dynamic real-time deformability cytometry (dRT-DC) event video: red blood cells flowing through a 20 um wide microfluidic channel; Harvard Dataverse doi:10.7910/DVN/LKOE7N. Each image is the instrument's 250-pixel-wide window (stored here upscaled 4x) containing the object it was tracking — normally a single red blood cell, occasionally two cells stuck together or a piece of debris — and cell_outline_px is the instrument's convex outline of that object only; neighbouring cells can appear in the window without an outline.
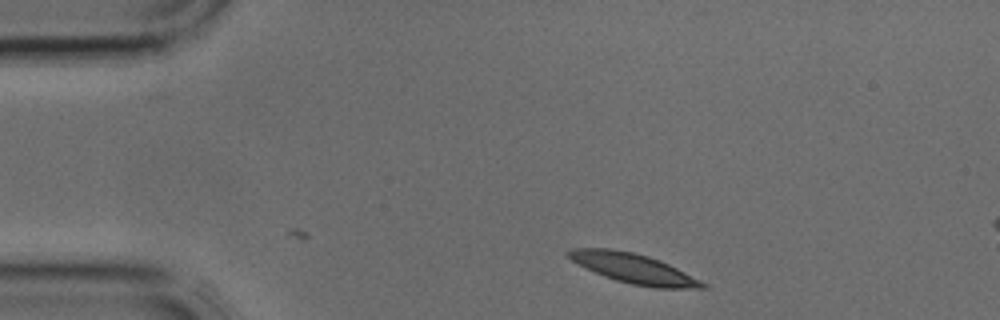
{"species": "common noctule bat (a hibernating species)", "species_latin": "Nyctalus noctula", "temperature_condition": "cold", "stored_images_in_passage": 3, "camera_frame_rate_fps": 3000, "um_per_image_px": 0.085, "animal": {"sex": "male", "body_mass_g": 17.9, "forearm_length_mm": 54.2}, "frame": {"image": 1, "passage_image": 1, "time_ms": 0.0, "image_size_px": [1000, 320], "cell_outline_px": [[708, 288], [656, 288], [632, 284], [616, 280], [604, 276], [572, 260], [564, 252], [572, 248], [608, 248], [632, 252], [648, 256], [660, 260], [708, 284]], "centroid_in_image_um": [53.87, 22.81], "position_along_channel_um": 31.1, "area_um2": 22.89}}